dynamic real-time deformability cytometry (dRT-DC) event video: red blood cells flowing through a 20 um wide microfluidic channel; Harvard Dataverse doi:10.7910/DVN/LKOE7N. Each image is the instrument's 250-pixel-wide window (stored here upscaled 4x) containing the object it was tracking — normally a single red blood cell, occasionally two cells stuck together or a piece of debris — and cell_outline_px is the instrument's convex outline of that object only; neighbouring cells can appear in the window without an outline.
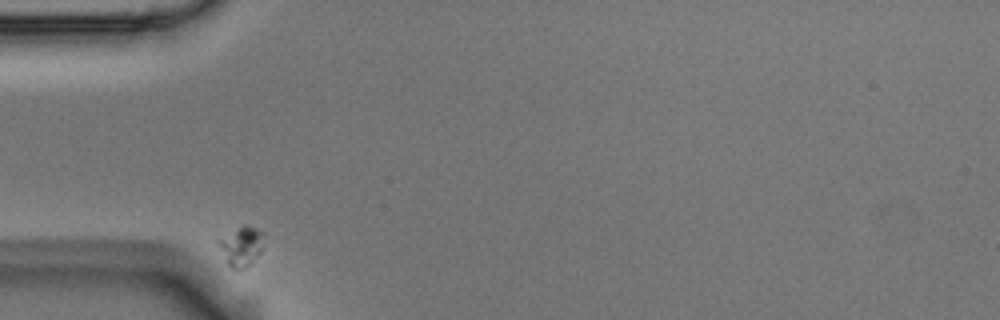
{"species": "Egyptian fruit bat (a non-hibernating species)", "species_latin": "Rousettus aegyptiacus", "temperature_condition": "room temperature", "stored_images_in_passage": 5, "camera_frame_rate_fps": 3000, "um_per_image_px": 0.085, "animal": {"sex": "male"}, "frame": {"image": 1, "passage_image": 1, "time_ms": 0.0, "image_size_px": [1000, 320], "cell_outline_px": [[264, 232], [260, 252], [244, 268], [232, 268], [228, 264], [216, 240], [244, 224], [248, 224]], "centroid_in_image_um": [20.51, 20.87], "position_along_channel_um": 64.5, "area_um2": 10.06}}
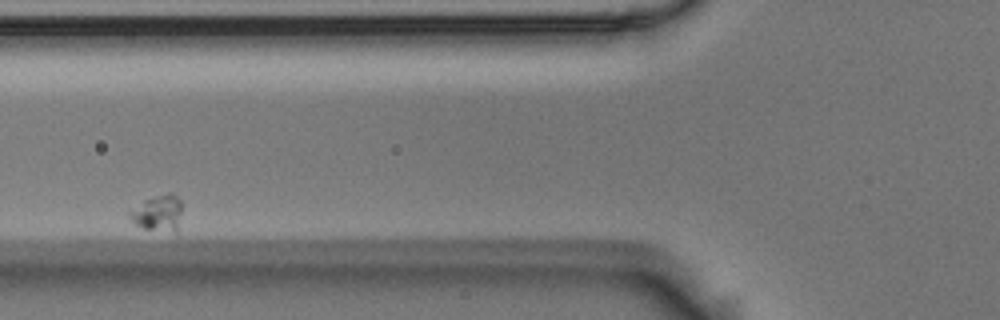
{"frame": {"image": 2, "passage_image": 3, "time_ms": 0.667, "image_size_px": [1000, 320], "cell_outline_px": [[180, 212], [176, 232], [144, 228], [136, 224], [128, 216], [128, 212], [144, 200], [168, 192], [176, 196], [180, 200]], "centroid_in_image_um": [13.4, 18.1], "position_along_channel_um": 112.4, "area_um2": 10.64}}
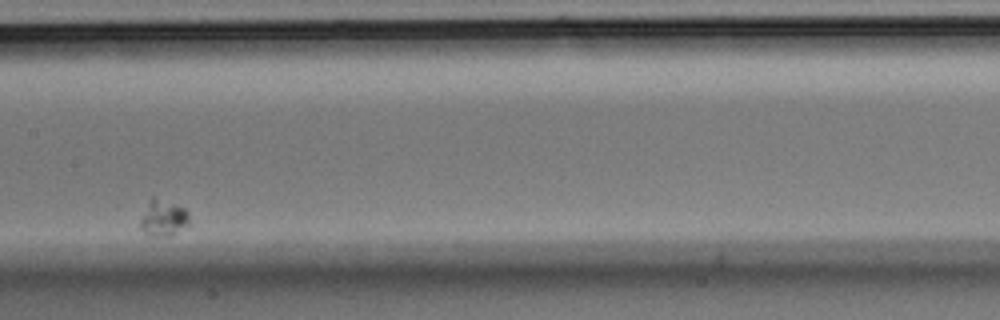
{"frame": {"image": 3, "passage_image": 5, "time_ms": 1.333, "image_size_px": [1000, 320], "cell_outline_px": [[188, 224], [172, 236], [148, 236], [140, 228], [140, 220], [152, 196], [184, 208], [188, 212]], "centroid_in_image_um": [13.86, 18.57], "position_along_channel_um": 193.5, "area_um2": 10.12}}